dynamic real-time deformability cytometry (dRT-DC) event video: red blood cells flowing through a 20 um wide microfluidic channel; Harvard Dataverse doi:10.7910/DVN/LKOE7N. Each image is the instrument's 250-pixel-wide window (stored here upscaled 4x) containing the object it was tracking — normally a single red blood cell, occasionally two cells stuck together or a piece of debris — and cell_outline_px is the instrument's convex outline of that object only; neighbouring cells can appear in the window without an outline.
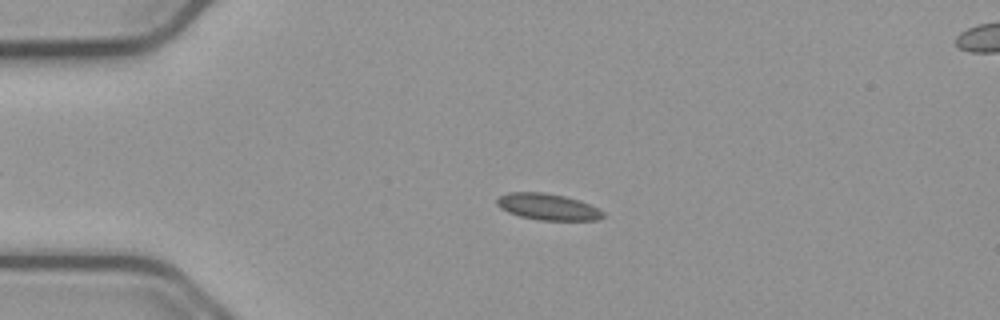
{"species": "common noctule bat (a hibernating species)", "species_latin": "Nyctalus noctula", "temperature_condition": "cold", "stored_images_in_passage": 56, "camera_frame_rate_fps": 3000, "um_per_image_px": 0.085, "animal": {"sex": "male", "body_mass_g": 23.1, "forearm_length_mm": 52.7}, "frame": {"image": 1, "passage_image": 14, "time_ms": 4.333, "image_size_px": [1000, 320], "cell_outline_px": [[604, 216], [596, 220], [540, 220], [520, 216], [508, 212], [500, 208], [496, 204], [496, 200], [500, 196], [508, 192], [544, 192], [564, 196], [588, 204], [604, 212]], "centroid_in_image_um": [46.51, 17.58], "position_along_channel_um": 38.5, "area_um2": 16.13}}
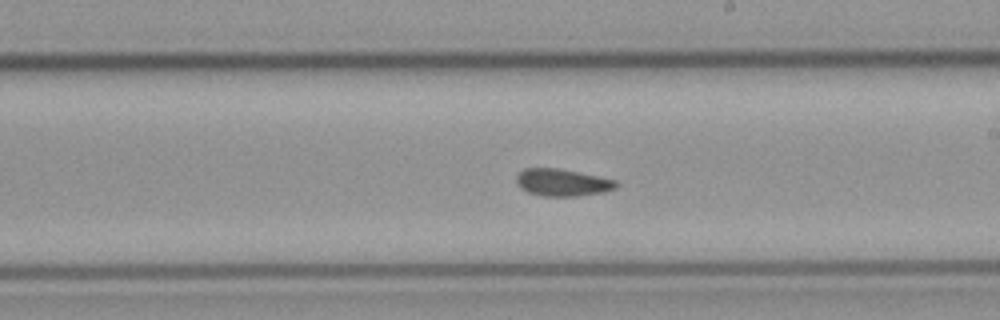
{"frame": {"image": 2, "passage_image": 33, "time_ms": 10.667, "image_size_px": [1000, 320], "cell_outline_px": [[620, 184], [616, 188], [604, 192], [580, 196], [544, 196], [528, 192], [520, 188], [516, 180], [516, 176], [524, 168], [560, 168], [616, 180]], "centroid_in_image_um": [47.82, 15.51], "position_along_channel_um": 241.2, "area_um2": 15.9}}
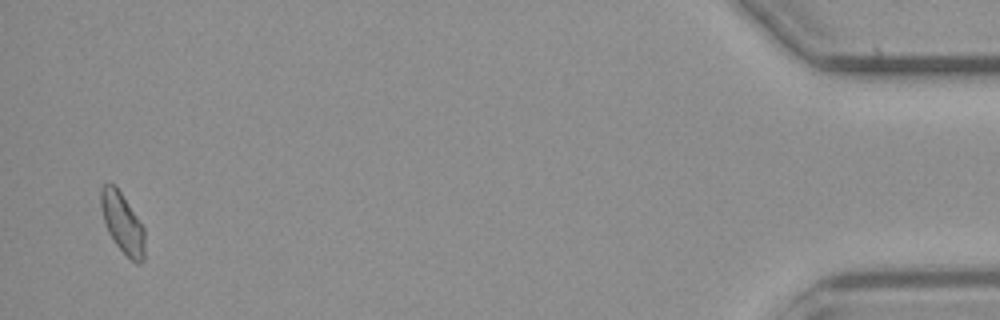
{"frame": {"image": 3, "passage_image": 55, "time_ms": 18.0, "image_size_px": [1000, 320], "cell_outline_px": [[144, 260], [140, 264], [136, 264], [116, 244], [108, 232], [104, 220], [100, 204], [100, 188], [104, 184], [112, 184], [120, 192], [144, 228]], "centroid_in_image_um": [10.4, 18.98], "position_along_channel_um": 424.8, "area_um2": 15.03}, "authors_computed_cell_mechanics": {"area_um2": 15.8661, "velocity_mm_per_s": 3.7295, "shape_relaxation_time_tau1_ms": null, "shape_relaxation_time_tau2_ms": 3.5311, "deformation_change_tau1": null, "deformation_change_tau2": 0.068}}